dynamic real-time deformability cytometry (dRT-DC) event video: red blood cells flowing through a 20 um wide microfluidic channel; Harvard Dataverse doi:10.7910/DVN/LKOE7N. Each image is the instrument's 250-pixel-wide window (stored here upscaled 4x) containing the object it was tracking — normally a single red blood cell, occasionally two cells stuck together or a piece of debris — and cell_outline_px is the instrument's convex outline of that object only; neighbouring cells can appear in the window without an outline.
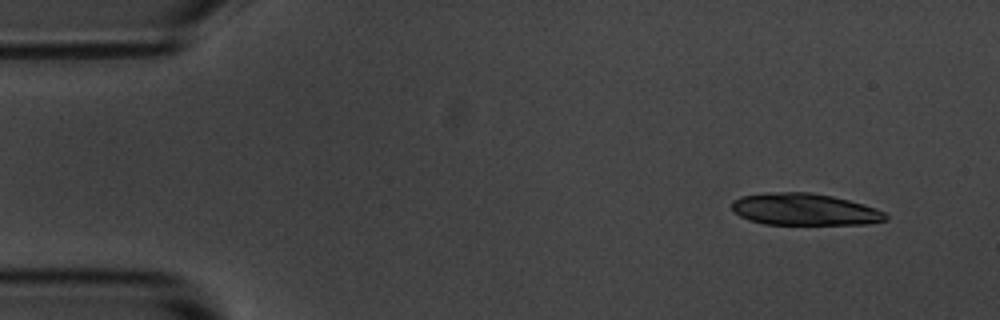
{"species": "common noctule bat (a hibernating species)", "species_latin": "Nyctalus noctula", "temperature_condition": "room temperature", "stored_images_in_passage": 32, "camera_frame_rate_fps": 3000, "um_per_image_px": 0.085, "animal": {"sex": "male", "body_mass_g": 20.1, "forearm_length_mm": 53.5}, "frame": {"image": 1, "passage_image": 1, "time_ms": 0.0, "image_size_px": [1000, 320], "cell_outline_px": [[888, 220], [864, 224], [764, 224], [748, 220], [740, 216], [732, 208], [732, 200], [740, 196], [768, 192], [808, 192], [832, 196], [848, 200], [876, 208], [884, 212], [888, 216]], "centroid_in_image_um": [68.36, 17.8], "position_along_channel_um": 16.6, "area_um2": 28.55}}
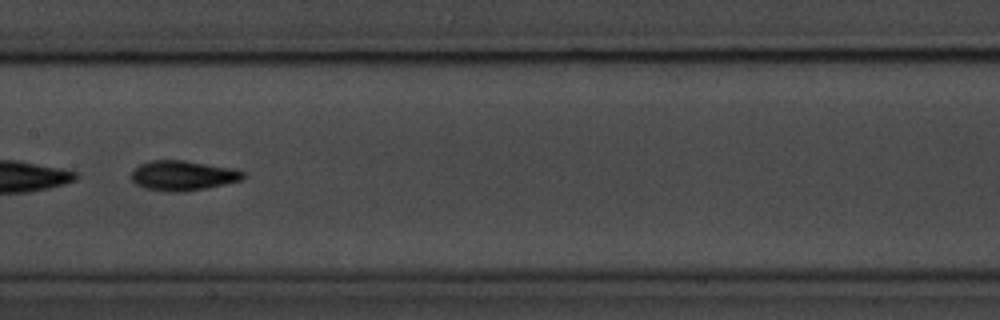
{"frame": {"image": 2, "passage_image": 24, "time_ms": 7.667, "image_size_px": [1000, 320], "cell_outline_px": [[244, 176], [240, 180], [204, 188], [184, 192], [176, 192], [144, 188], [136, 184], [132, 180], [132, 168], [140, 164], [152, 160], [184, 160], [236, 168], [244, 172]], "centroid_in_image_um": [15.52, 14.9], "position_along_channel_um": 191.9, "area_um2": 19.42}}